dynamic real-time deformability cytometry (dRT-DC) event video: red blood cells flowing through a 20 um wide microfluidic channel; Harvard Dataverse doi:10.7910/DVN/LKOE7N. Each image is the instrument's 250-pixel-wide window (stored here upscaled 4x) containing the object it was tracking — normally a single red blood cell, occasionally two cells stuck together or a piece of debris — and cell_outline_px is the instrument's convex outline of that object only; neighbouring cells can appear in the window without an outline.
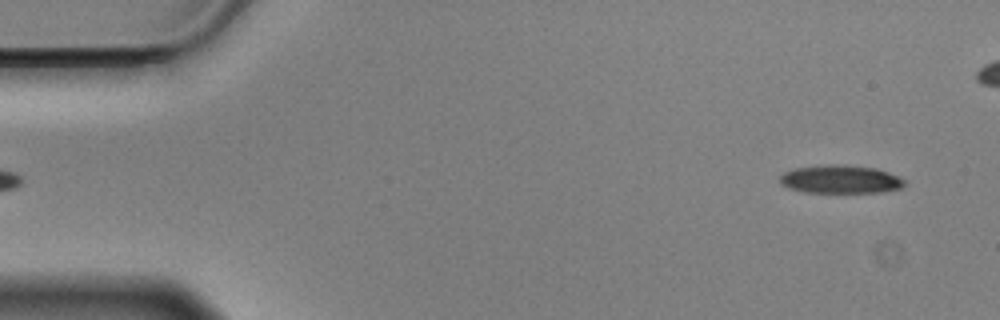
{"species": "Egyptian fruit bat (a non-hibernating species)", "species_latin": "Rousettus aegyptiacus", "temperature_condition": "cold", "stored_images_in_passage": 50, "camera_frame_rate_fps": 3000, "um_per_image_px": 0.085, "animal": {"sex": "male"}, "frame": {"image": 1, "passage_image": 2, "time_ms": 0.333, "image_size_px": [1000, 320], "cell_outline_px": [[908, 180], [900, 188], [880, 192], [804, 192], [788, 188], [780, 184], [780, 176], [784, 172], [792, 168], [828, 164], [844, 164], [876, 168], [900, 176]], "centroid_in_image_um": [71.44, 15.22], "position_along_channel_um": 13.6, "area_um2": 20.75}}
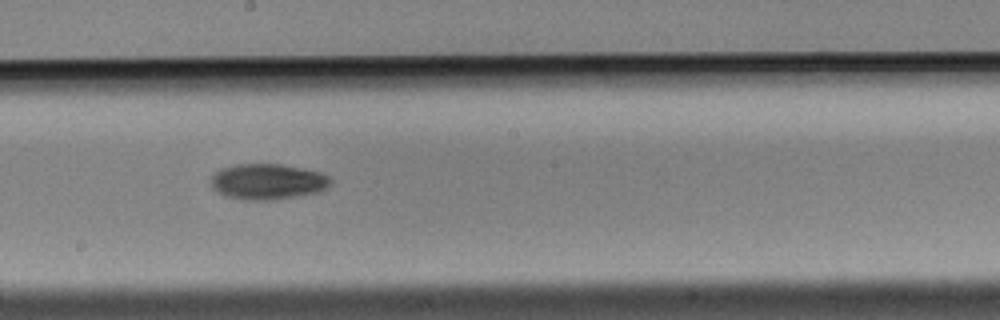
{"frame": {"image": 2, "passage_image": 24, "time_ms": 7.667, "image_size_px": [1000, 320], "cell_outline_px": [[332, 184], [320, 192], [264, 200], [248, 200], [228, 196], [212, 188], [212, 176], [220, 168], [236, 164], [280, 164], [320, 172], [328, 176], [332, 180]], "centroid_in_image_um": [22.77, 15.42], "position_along_channel_um": 225.4, "area_um2": 24.51}}
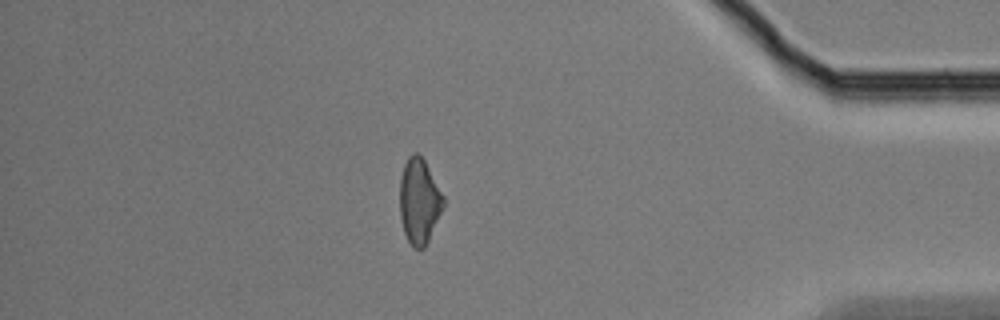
{"frame": {"image": 3, "passage_image": 42, "time_ms": 13.667, "image_size_px": [1000, 320], "cell_outline_px": [[444, 208], [424, 248], [412, 248], [404, 232], [400, 216], [400, 176], [404, 164], [408, 156], [412, 152], [416, 152], [424, 160], [444, 196]], "centroid_in_image_um": [35.63, 17.09], "position_along_channel_um": 399.6, "area_um2": 21.68}, "authors_computed_cell_mechanics": {"area_um2": 22.542, "velocity_mm_per_s": 3.5159, "shape_relaxation_time_tau1_ms": 3.1572, "shape_relaxation_time_tau2_ms": null, "deformation_change_tau1": 0.111, "deformation_change_tau2": null}}